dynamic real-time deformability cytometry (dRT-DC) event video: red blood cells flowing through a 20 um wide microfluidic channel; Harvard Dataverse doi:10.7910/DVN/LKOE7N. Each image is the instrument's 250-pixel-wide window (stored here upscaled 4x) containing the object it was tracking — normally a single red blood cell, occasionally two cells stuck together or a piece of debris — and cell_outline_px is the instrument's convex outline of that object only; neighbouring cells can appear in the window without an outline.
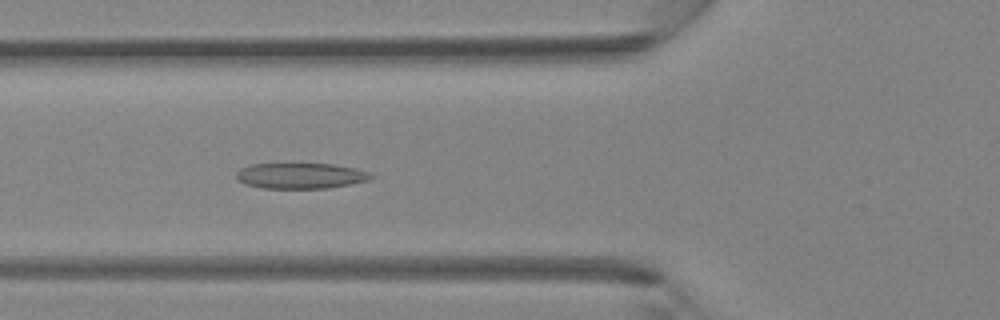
{"species": "Egyptian fruit bat (a non-hibernating species)", "species_latin": "Rousettus aegyptiacus", "temperature_condition": "room temperature", "stored_images_in_passage": 31, "camera_frame_rate_fps": 3000, "um_per_image_px": 0.085, "animal": {"sex": "female"}, "frame": {"image": 1, "passage_image": 8, "time_ms": 2.333, "image_size_px": [1000, 320], "cell_outline_px": [[372, 176], [368, 180], [328, 188], [264, 188], [244, 184], [236, 180], [236, 172], [240, 168], [248, 164], [288, 160], [292, 160], [332, 164], [356, 168], [368, 172]], "centroid_in_image_um": [25.43, 14.87], "position_along_channel_um": 100.4, "area_um2": 21.33}}
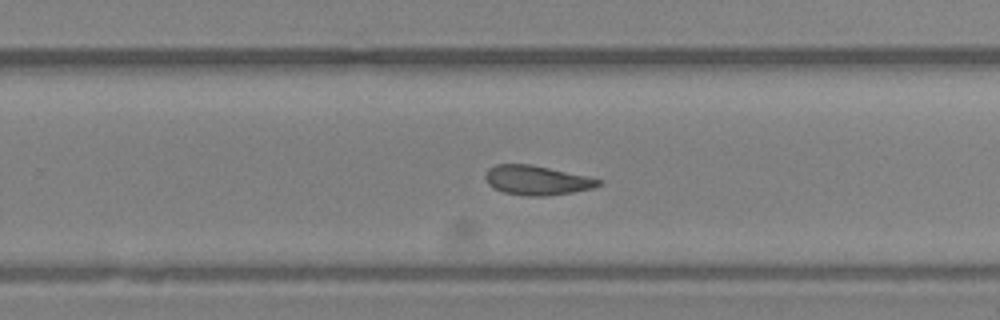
{"frame": {"image": 2, "passage_image": 19, "time_ms": 6.0, "image_size_px": [1000, 320], "cell_outline_px": [[604, 184], [592, 188], [572, 192], [544, 196], [528, 196], [504, 192], [488, 184], [484, 176], [488, 168], [496, 164], [532, 164], [588, 176], [604, 180]], "centroid_in_image_um": [45.67, 15.31], "position_along_channel_um": 284.1, "area_um2": 19.48}}
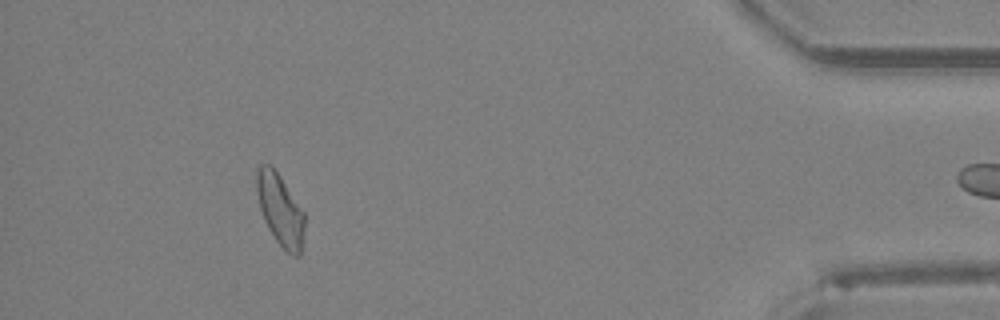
{"frame": {"image": 3, "passage_image": 30, "time_ms": 9.667, "image_size_px": [1000, 320], "cell_outline_px": [[304, 228], [300, 256], [292, 256], [276, 240], [268, 228], [264, 220], [260, 208], [256, 192], [256, 168], [260, 164], [268, 164], [280, 176], [304, 212]], "centroid_in_image_um": [23.8, 17.82], "position_along_channel_um": 411.4, "area_um2": 19.77}}